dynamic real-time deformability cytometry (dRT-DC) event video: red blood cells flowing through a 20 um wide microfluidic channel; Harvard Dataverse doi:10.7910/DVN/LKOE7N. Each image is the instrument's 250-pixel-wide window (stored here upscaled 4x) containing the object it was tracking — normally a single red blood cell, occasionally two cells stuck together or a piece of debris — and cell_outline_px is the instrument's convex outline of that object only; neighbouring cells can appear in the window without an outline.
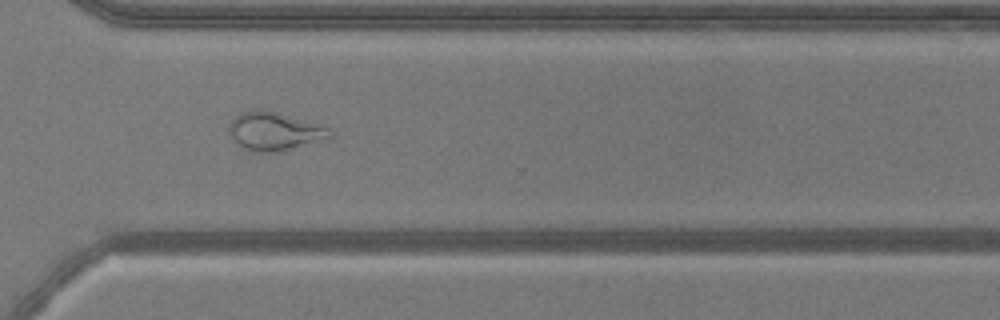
{"species": "common noctule bat (a hibernating species)", "species_latin": "Nyctalus noctula", "temperature_condition": "warm", "stored_images_in_passage": 43, "camera_frame_rate_fps": 3000, "um_per_image_px": 0.085, "animal": {"sex": "male", "body_mass_g": 20.5, "forearm_length_mm": 52.5}, "frame": {"image": 1, "passage_image": 36, "time_ms": 11.667, "image_size_px": [1000, 320], "cell_outline_px": [[332, 140], [280, 152], [248, 152], [236, 144], [228, 132], [228, 124], [240, 112], [276, 112], [324, 124], [332, 132]], "centroid_in_image_um": [23.42, 11.22], "position_along_channel_um": 347.2, "area_um2": 23.12}, "authors_computed_cell_mechanics": {"area_um2": 23.12, "velocity_mm_per_s": 3.8578, "shape_relaxation_time_tau1_ms": null, "shape_relaxation_time_tau2_ms": 1.6277, "deformation_change_tau1": null, "deformation_change_tau2": 0.0924}}